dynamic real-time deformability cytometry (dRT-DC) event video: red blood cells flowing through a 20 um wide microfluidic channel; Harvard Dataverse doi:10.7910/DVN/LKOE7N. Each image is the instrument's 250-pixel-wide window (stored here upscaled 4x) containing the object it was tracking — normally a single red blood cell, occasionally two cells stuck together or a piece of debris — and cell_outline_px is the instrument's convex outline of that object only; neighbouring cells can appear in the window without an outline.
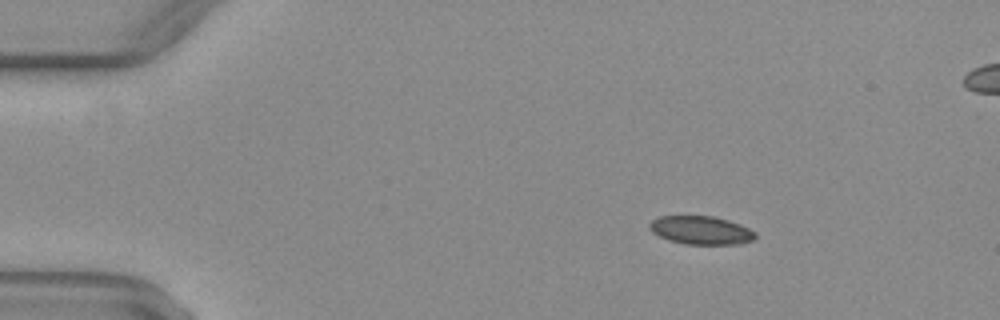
{"species": "common noctule bat (a hibernating species)", "species_latin": "Nyctalus noctula", "temperature_condition": "warm", "stored_images_in_passage": 26, "camera_frame_rate_fps": 3000, "um_per_image_px": 0.085, "animal": {"sex": "female", "body_mass_g": 29.2, "forearm_length_mm": 56.3}, "frame": {"image": 1, "passage_image": 8, "time_ms": 2.333, "image_size_px": [1000, 320], "cell_outline_px": [[756, 236], [752, 240], [740, 244], [684, 244], [668, 240], [652, 232], [648, 228], [648, 224], [652, 220], [660, 216], [712, 216], [728, 220], [740, 224], [756, 232]], "centroid_in_image_um": [59.57, 19.57], "position_along_channel_um": 25.4, "area_um2": 17.51}}
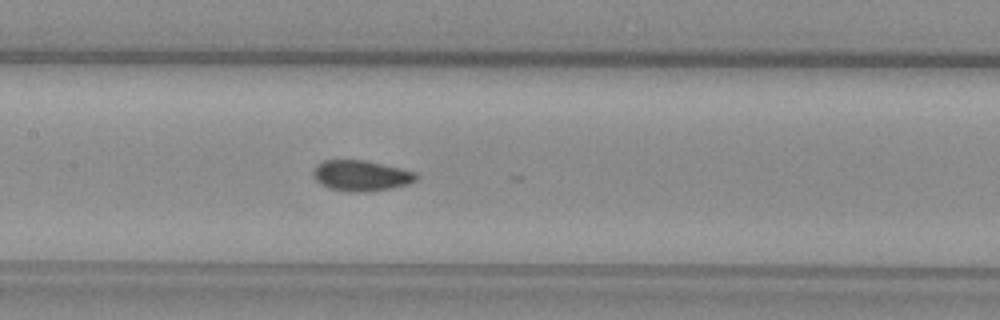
{"frame": {"image": 2, "passage_image": 25, "time_ms": 8.0, "image_size_px": [1000, 320], "cell_outline_px": [[420, 176], [416, 180], [408, 184], [392, 188], [364, 192], [348, 192], [328, 188], [320, 184], [312, 176], [312, 172], [316, 164], [324, 160], [364, 160], [400, 168], [416, 172]], "centroid_in_image_um": [30.67, 14.93], "position_along_channel_um": 176.7, "area_um2": 18.61}}